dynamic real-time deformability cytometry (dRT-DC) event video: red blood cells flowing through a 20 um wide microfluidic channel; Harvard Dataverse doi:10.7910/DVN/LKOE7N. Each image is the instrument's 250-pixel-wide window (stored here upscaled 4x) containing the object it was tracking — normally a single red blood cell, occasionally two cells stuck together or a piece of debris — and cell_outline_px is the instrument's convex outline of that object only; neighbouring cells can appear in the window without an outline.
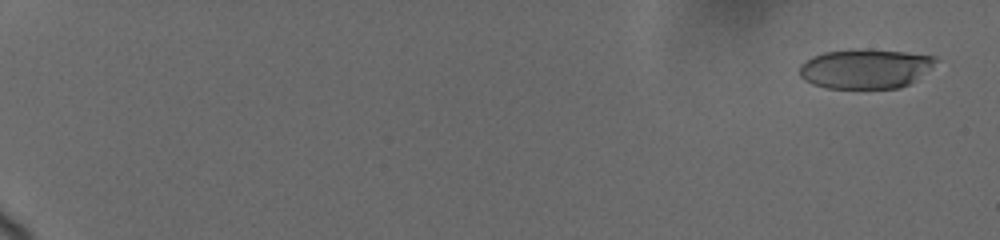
{"species": "human", "species_latin": "Homo sapiens", "temperature_condition": "cold", "stored_images_in_passage": 17, "camera_frame_rate_fps": 3000, "um_per_image_px": 0.085, "donor": {"sex": "female"}, "frame": {"image": 1, "passage_image": 4, "time_ms": 0.667, "image_size_px": [1000, 240], "cell_outline_px": [[936, 60], [908, 84], [900, 88], [824, 88], [812, 84], [804, 80], [800, 76], [800, 64], [812, 56], [824, 52], [856, 48], [860, 48], [904, 52], [936, 56]], "centroid_in_image_um": [73.45, 5.83], "position_along_channel_um": 11.6, "area_um2": 31.1}}
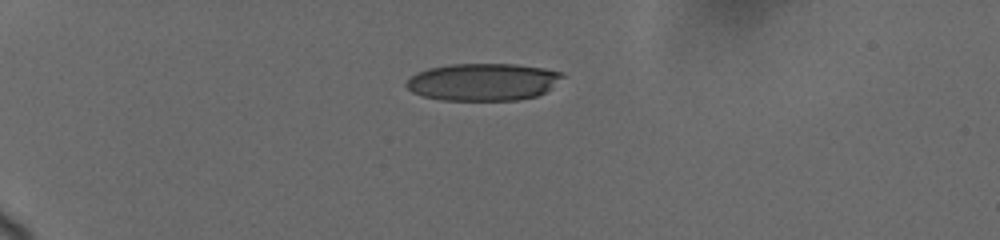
{"frame": {"image": 2, "passage_image": 11, "time_ms": 5.667, "image_size_px": [1000, 240], "cell_outline_px": [[564, 76], [552, 88], [536, 96], [516, 100], [440, 100], [424, 96], [412, 92], [404, 84], [416, 72], [428, 68], [452, 64], [516, 64], [544, 68], [560, 72]], "centroid_in_image_um": [41.05, 6.96], "position_along_channel_um": 44.0, "area_um2": 33.93}}
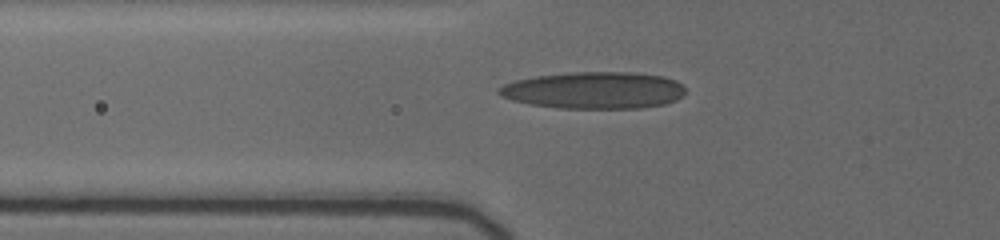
{"frame": {"image": 3, "passage_image": 15, "time_ms": 8.0, "image_size_px": [1000, 240], "cell_outline_px": [[684, 92], [676, 100], [664, 104], [640, 108], [560, 108], [532, 104], [512, 100], [500, 96], [496, 92], [496, 88], [504, 84], [516, 80], [536, 76], [568, 72], [632, 72], [664, 76], [676, 80], [684, 84]], "centroid_in_image_um": [50.48, 7.66], "position_along_channel_um": 75.3, "area_um2": 40.23}}